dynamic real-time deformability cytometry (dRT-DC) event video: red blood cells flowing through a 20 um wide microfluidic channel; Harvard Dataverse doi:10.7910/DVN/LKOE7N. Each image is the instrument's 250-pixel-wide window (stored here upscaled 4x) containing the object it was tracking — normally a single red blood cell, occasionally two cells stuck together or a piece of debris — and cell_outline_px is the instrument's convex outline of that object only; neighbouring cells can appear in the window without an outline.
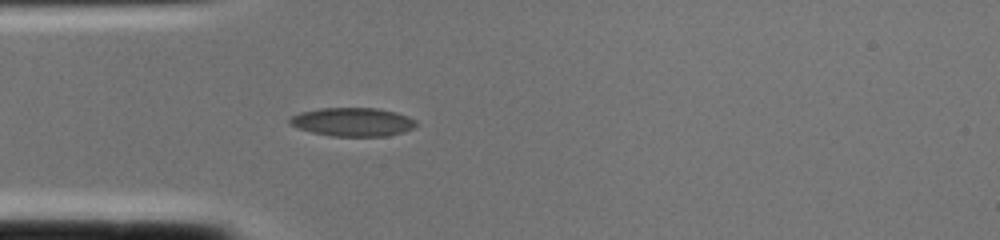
{"species": "common noctule bat (a hibernating species)", "species_latin": "Nyctalus noctula", "temperature_condition": "cold", "stored_images_in_passage": 1, "camera_frame_rate_fps": 3000, "um_per_image_px": 0.085, "animal": {"sex": "female", "body_mass_g": 22.0, "forearm_length_mm": 56.7}, "frame": {"image": 1, "passage_image": 1, "time_ms": 0.0, "image_size_px": [1000, 240], "cell_outline_px": [[416, 124], [412, 128], [404, 132], [388, 136], [332, 136], [312, 132], [288, 124], [288, 120], [292, 116], [300, 112], [320, 108], [376, 108], [396, 112], [408, 116], [416, 120]], "centroid_in_image_um": [29.98, 10.36], "position_along_channel_um": 55.0, "area_um2": 21.04}}